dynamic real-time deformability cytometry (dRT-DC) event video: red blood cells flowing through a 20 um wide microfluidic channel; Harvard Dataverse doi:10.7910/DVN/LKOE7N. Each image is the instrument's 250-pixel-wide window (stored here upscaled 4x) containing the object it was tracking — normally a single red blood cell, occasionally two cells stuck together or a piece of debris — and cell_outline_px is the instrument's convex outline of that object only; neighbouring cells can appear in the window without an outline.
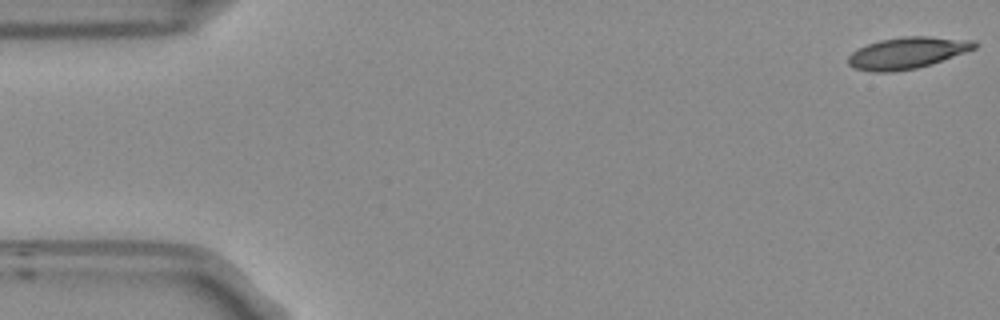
{"species": "Egyptian fruit bat (a non-hibernating species)", "species_latin": "Rousettus aegyptiacus", "temperature_condition": "room temperature", "stored_images_in_passage": 11, "camera_frame_rate_fps": 3000, "um_per_image_px": 0.085, "frame": {"image": 1, "passage_image": 1, "time_ms": 0.0, "image_size_px": [1000, 320], "cell_outline_px": [[980, 44], [976, 48], [932, 64], [916, 68], [892, 72], [876, 72], [852, 68], [848, 64], [848, 56], [852, 52], [868, 44], [880, 40], [904, 36], [928, 36], [976, 40]], "centroid_in_image_um": [77.15, 4.49], "position_along_channel_um": 7.9, "area_um2": 23.29}}